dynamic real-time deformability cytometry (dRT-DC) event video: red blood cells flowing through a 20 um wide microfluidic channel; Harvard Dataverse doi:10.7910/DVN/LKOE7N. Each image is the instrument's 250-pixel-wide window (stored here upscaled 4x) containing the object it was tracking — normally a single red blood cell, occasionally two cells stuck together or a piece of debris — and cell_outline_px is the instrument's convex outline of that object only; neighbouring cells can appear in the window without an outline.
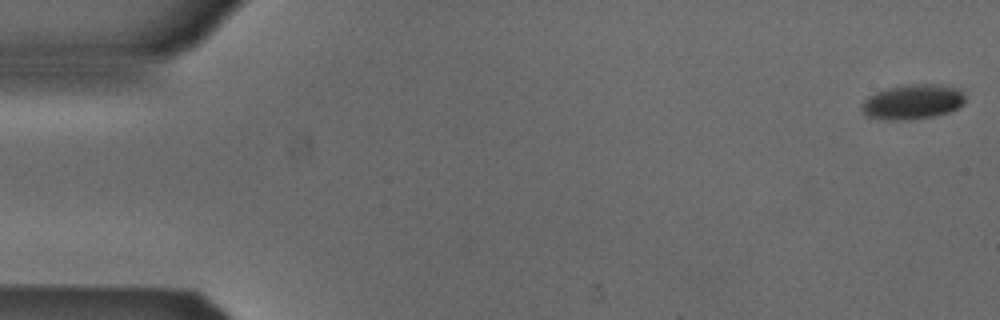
{"species": "Egyptian fruit bat (a non-hibernating species)", "species_latin": "Rousettus aegyptiacus", "temperature_condition": "cold", "stored_images_in_passage": 53, "camera_frame_rate_fps": 3000, "um_per_image_px": 0.085, "animal": {"sex": "male"}, "frame": {"image": 1, "passage_image": 1, "time_ms": 0.0, "image_size_px": [1000, 320], "cell_outline_px": [[964, 104], [948, 112], [932, 116], [908, 120], [884, 120], [868, 116], [860, 108], [860, 104], [868, 96], [876, 92], [888, 88], [904, 84], [940, 84], [960, 88], [964, 96]], "centroid_in_image_um": [77.56, 8.64], "position_along_channel_um": 7.4, "area_um2": 21.15}}
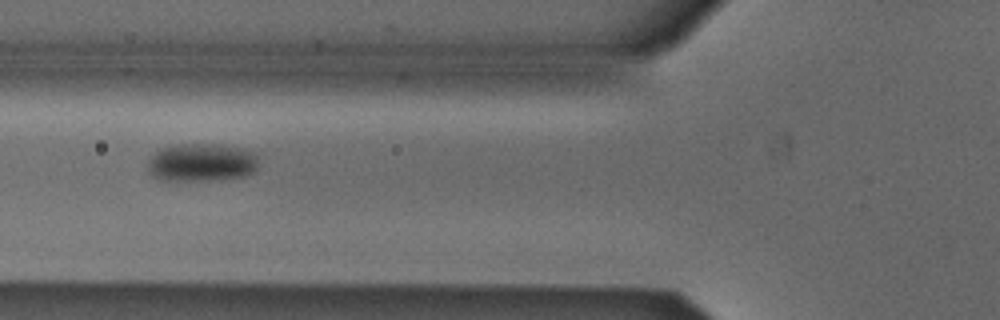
{"frame": {"image": 2, "passage_image": 20, "time_ms": 6.333, "image_size_px": [1000, 320], "cell_outline_px": [[256, 172], [244, 176], [220, 180], [160, 180], [152, 176], [148, 172], [148, 160], [156, 152], [164, 148], [180, 144], [224, 144], [240, 148], [252, 152], [256, 156]], "centroid_in_image_um": [17.13, 13.82], "position_along_channel_um": 108.7, "area_um2": 24.62}}
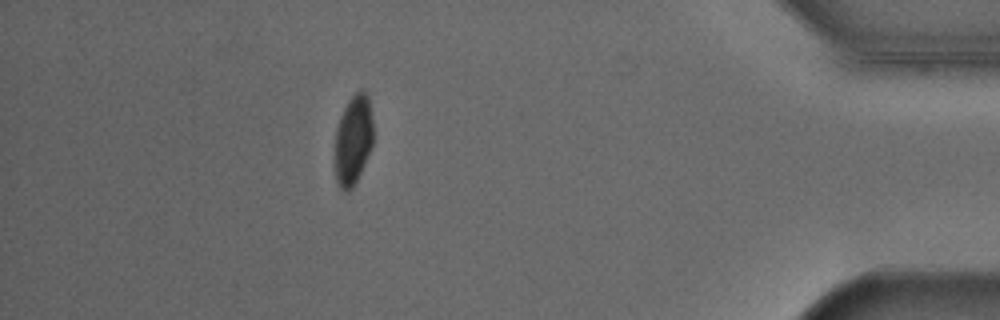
{"frame": {"image": 3, "passage_image": 47, "time_ms": 15.333, "image_size_px": [1000, 320], "cell_outline_px": [[372, 144], [360, 172], [352, 188], [348, 192], [344, 192], [340, 188], [336, 180], [336, 128], [340, 116], [348, 100], [360, 88], [364, 88], [368, 96], [372, 120]], "centroid_in_image_um": [30.02, 11.85], "position_along_channel_um": 405.2, "area_um2": 19.71}, "authors_computed_cell_mechanics": {"area_um2": 22.4264, "velocity_mm_per_s": 3.8629, "shape_relaxation_time_tau1_ms": 1.9717, "shape_relaxation_time_tau2_ms": null, "deformation_change_tau1": 0.0974, "deformation_change_tau2": null}}